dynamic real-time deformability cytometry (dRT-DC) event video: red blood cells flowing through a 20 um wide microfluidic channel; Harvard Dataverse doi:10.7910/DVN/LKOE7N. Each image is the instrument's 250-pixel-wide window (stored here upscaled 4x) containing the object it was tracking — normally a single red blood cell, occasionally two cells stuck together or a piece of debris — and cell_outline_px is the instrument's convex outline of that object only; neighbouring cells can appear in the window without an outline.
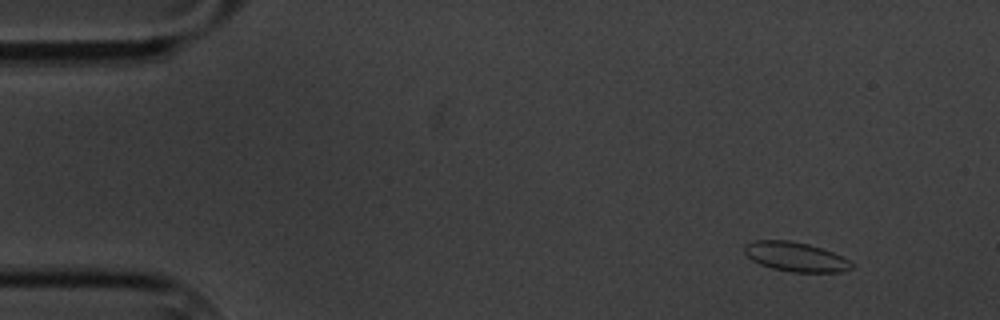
{"species": "common noctule bat (a hibernating species)", "species_latin": "Nyctalus noctula", "temperature_condition": "cold", "stored_images_in_passage": 57, "camera_frame_rate_fps": 3000, "um_per_image_px": 0.085, "animal": {"sex": "male", "body_mass_g": 20.1, "forearm_length_mm": 53.5}, "frame": {"image": 1, "passage_image": 4, "time_ms": 1.0, "image_size_px": [1000, 320], "cell_outline_px": [[852, 268], [840, 272], [792, 272], [772, 268], [760, 264], [752, 260], [744, 252], [744, 244], [752, 240], [788, 240], [808, 244], [832, 252], [848, 260], [852, 264]], "centroid_in_image_um": [67.57, 21.82], "position_along_channel_um": 17.4, "area_um2": 18.21}}
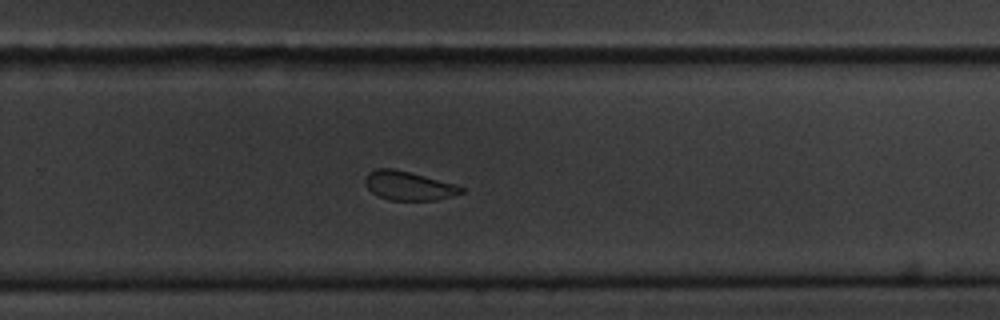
{"frame": {"image": 2, "passage_image": 37, "time_ms": 12.0, "image_size_px": [1000, 320], "cell_outline_px": [[464, 192], [452, 196], [436, 200], [388, 200], [372, 192], [364, 184], [364, 176], [368, 172], [376, 168], [392, 168], [424, 176], [452, 184], [464, 188]], "centroid_in_image_um": [34.67, 15.79], "position_along_channel_um": 295.1, "area_um2": 16.01}}
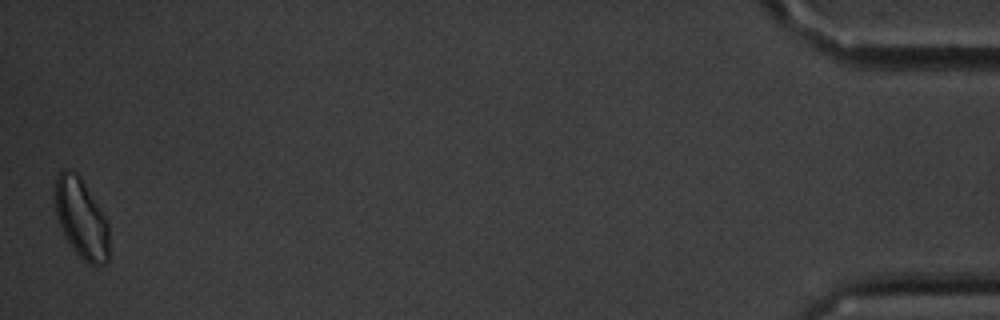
{"frame": {"image": 3, "passage_image": 57, "time_ms": 18.667, "image_size_px": [1000, 320], "cell_outline_px": [[108, 264], [88, 264], [72, 248], [64, 236], [56, 212], [56, 176], [64, 168], [76, 172], [80, 176], [104, 216], [108, 224]], "centroid_in_image_um": [6.91, 18.58], "position_along_channel_um": 428.3, "area_um2": 24.62}, "authors_computed_cell_mechanics": {"area_um2": 17.9758, "velocity_mm_per_s": 3.3638, "shape_relaxation_time_tau1_ms": 3.6375, "shape_relaxation_time_tau2_ms": 3.3688, "deformation_change_tau1": 0.0652, "deformation_change_tau2": 0.0743}}